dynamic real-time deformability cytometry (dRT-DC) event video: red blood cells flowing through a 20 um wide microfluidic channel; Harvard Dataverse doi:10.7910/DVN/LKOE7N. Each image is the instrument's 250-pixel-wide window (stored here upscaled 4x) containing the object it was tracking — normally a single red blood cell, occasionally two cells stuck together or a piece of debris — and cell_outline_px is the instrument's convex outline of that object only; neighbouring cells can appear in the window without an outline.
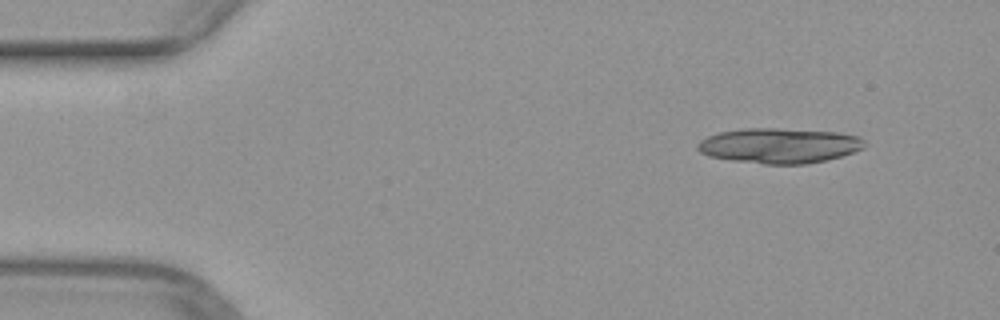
{"species": "common noctule bat (a hibernating species)", "species_latin": "Nyctalus noctula", "temperature_condition": "warm", "stored_images_in_passage": 12, "camera_frame_rate_fps": 3000, "um_per_image_px": 0.085, "animal": {"sex": "female", "body_mass_g": 29.2, "forearm_length_mm": 56.3}, "frame": {"image": 1, "passage_image": 1, "time_ms": 0.0, "image_size_px": [1000, 320], "cell_outline_px": [[868, 144], [864, 148], [828, 160], [804, 164], [764, 164], [728, 160], [708, 156], [700, 152], [696, 148], [696, 144], [700, 140], [708, 136], [720, 132], [744, 128], [776, 128], [836, 132], [860, 136]], "centroid_in_image_um": [66.23, 12.38], "position_along_channel_um": 18.8, "area_um2": 34.45}}